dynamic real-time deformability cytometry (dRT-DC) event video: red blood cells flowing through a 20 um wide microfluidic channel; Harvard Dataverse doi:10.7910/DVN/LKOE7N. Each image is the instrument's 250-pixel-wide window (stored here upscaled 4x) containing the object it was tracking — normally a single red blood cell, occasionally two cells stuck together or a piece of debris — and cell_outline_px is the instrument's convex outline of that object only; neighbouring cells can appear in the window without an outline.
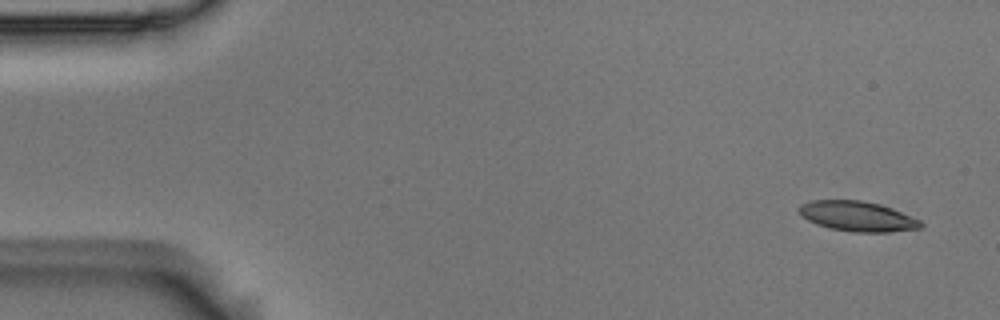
{"species": "Egyptian fruit bat (a non-hibernating species)", "species_latin": "Rousettus aegyptiacus", "temperature_condition": "room temperature", "stored_images_in_passage": 8, "camera_frame_rate_fps": 3000, "um_per_image_px": 0.085, "animal": {"sex": "male"}, "frame": {"image": 1, "passage_image": 1, "time_ms": 0.0, "image_size_px": [1000, 320], "cell_outline_px": [[924, 224], [920, 228], [888, 232], [852, 232], [828, 228], [816, 224], [800, 216], [800, 204], [812, 200], [860, 200], [880, 204], [892, 208], [920, 220]], "centroid_in_image_um": [72.87, 18.39], "position_along_channel_um": 12.1, "area_um2": 21.33}}
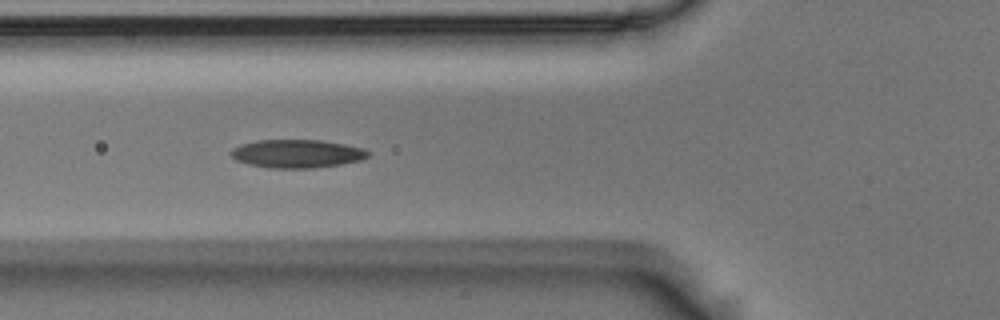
{"frame": {"image": 2, "passage_image": 6, "time_ms": 1.667, "image_size_px": [1000, 320], "cell_outline_px": [[372, 152], [368, 156], [360, 160], [340, 164], [312, 168], [268, 168], [248, 164], [236, 160], [232, 156], [232, 148], [240, 144], [256, 140], [320, 140], [344, 144], [364, 148]], "centroid_in_image_um": [25.25, 13.06], "position_along_channel_um": 100.6, "area_um2": 22.6}}
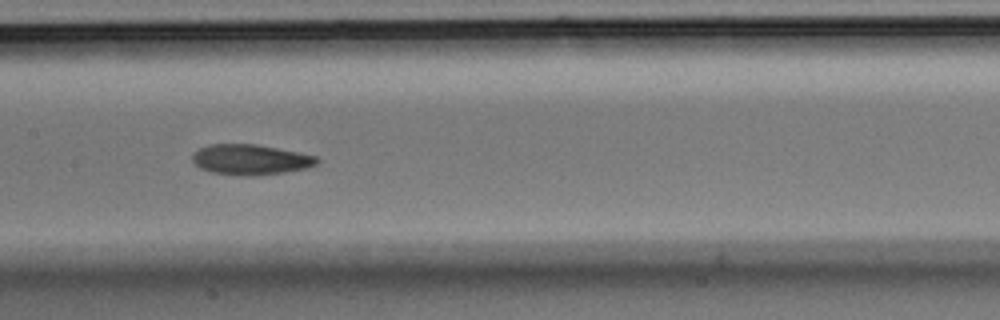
{"frame": {"image": 3, "passage_image": 8, "time_ms": 2.333, "image_size_px": [1000, 320], "cell_outline_px": [[320, 160], [316, 164], [308, 168], [284, 172], [252, 176], [240, 176], [212, 172], [200, 168], [192, 160], [192, 156], [200, 148], [208, 144], [256, 144], [316, 156]], "centroid_in_image_um": [21.29, 13.57], "position_along_channel_um": 186.1, "area_um2": 21.91}}